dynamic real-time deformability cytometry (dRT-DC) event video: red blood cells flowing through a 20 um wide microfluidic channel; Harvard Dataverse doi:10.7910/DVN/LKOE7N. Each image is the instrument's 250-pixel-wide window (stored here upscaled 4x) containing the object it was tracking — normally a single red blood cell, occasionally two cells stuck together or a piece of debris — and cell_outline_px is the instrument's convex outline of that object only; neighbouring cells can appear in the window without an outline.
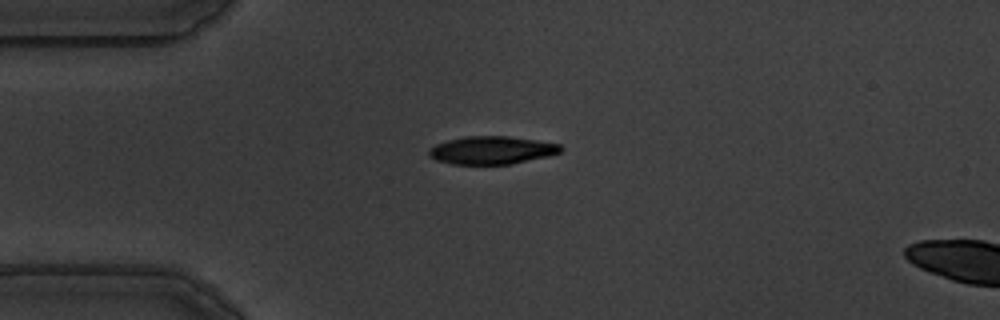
{"species": "common noctule bat (a hibernating species)", "species_latin": "Nyctalus noctula", "temperature_condition": "warm", "stored_images_in_passage": 4, "camera_frame_rate_fps": 3000, "um_per_image_px": 0.085, "animal": {"sex": "male", "body_mass_g": 19.5, "forearm_length_mm": 54.6}, "frame": {"image": 1, "passage_image": 1, "time_ms": 0.0, "image_size_px": [1000, 320], "cell_outline_px": [[564, 148], [560, 152], [548, 156], [512, 164], [452, 164], [436, 160], [428, 156], [428, 152], [436, 144], [448, 140], [464, 136], [508, 136], [536, 140], [560, 144]], "centroid_in_image_um": [41.81, 12.77], "position_along_channel_um": 43.2, "area_um2": 21.44}}